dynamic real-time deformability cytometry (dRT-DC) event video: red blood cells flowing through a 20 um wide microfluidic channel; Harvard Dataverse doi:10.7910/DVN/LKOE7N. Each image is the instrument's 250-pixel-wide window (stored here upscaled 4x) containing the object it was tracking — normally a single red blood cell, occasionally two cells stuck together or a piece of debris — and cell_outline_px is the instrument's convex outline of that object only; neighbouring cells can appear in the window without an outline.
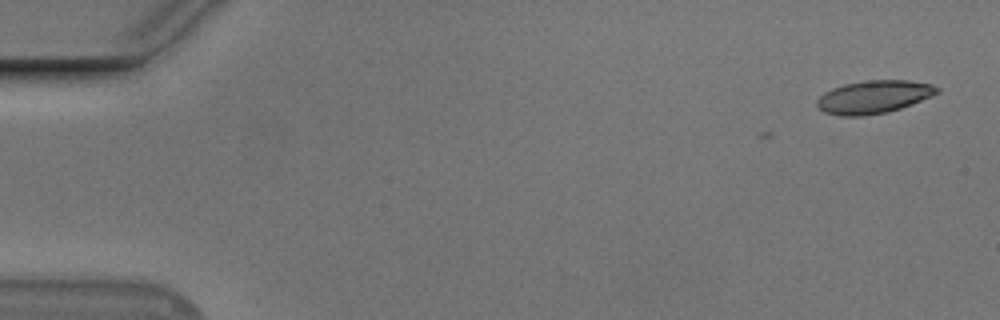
{"species": "Egyptian fruit bat (a non-hibernating species)", "species_latin": "Rousettus aegyptiacus", "temperature_condition": "cold", "stored_images_in_passage": 3, "camera_frame_rate_fps": 3000, "um_per_image_px": 0.085, "animal": {"sex": "male"}, "frame": {"image": 1, "passage_image": 1, "time_ms": 0.0, "image_size_px": [1000, 320], "cell_outline_px": [[940, 92], [932, 96], [912, 104], [900, 108], [884, 112], [864, 116], [840, 116], [824, 112], [816, 104], [816, 100], [824, 92], [832, 88], [844, 84], [864, 80], [908, 80], [932, 84], [940, 88]], "centroid_in_image_um": [74.27, 8.23], "position_along_channel_um": 10.7, "area_um2": 23.12}}